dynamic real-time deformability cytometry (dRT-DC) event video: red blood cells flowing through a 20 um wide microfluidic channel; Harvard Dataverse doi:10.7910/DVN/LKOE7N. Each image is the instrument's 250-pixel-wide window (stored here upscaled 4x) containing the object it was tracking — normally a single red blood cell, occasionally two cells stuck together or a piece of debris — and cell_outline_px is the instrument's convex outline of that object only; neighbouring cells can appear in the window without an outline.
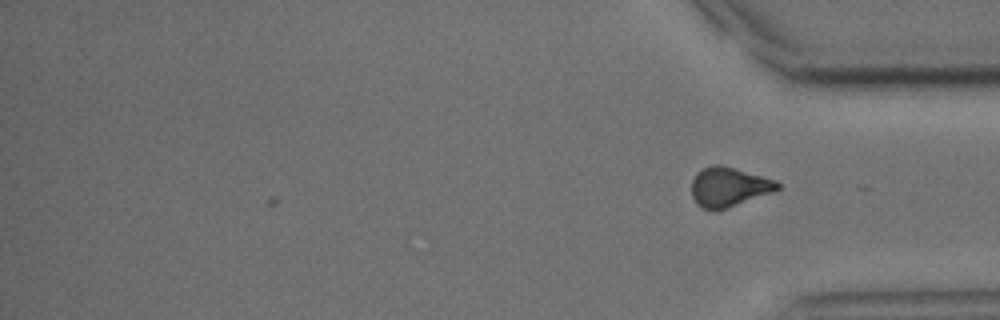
{"species": "common noctule bat (a hibernating species)", "species_latin": "Nyctalus noctula", "temperature_condition": "cold", "stored_images_in_passage": 31, "camera_frame_rate_fps": 3000, "um_per_image_px": 0.085, "animal": {"sex": "male", "body_mass_g": 15.6}, "frame": {"image": 1, "passage_image": 31, "time_ms": 10.0, "image_size_px": [1000, 320], "cell_outline_px": [[780, 188], [776, 192], [724, 208], [700, 208], [696, 204], [692, 196], [692, 180], [696, 172], [712, 164], [720, 164], [776, 180], [780, 184]], "centroid_in_image_um": [61.96, 15.87], "position_along_channel_um": 373.2, "area_um2": 19.59}}